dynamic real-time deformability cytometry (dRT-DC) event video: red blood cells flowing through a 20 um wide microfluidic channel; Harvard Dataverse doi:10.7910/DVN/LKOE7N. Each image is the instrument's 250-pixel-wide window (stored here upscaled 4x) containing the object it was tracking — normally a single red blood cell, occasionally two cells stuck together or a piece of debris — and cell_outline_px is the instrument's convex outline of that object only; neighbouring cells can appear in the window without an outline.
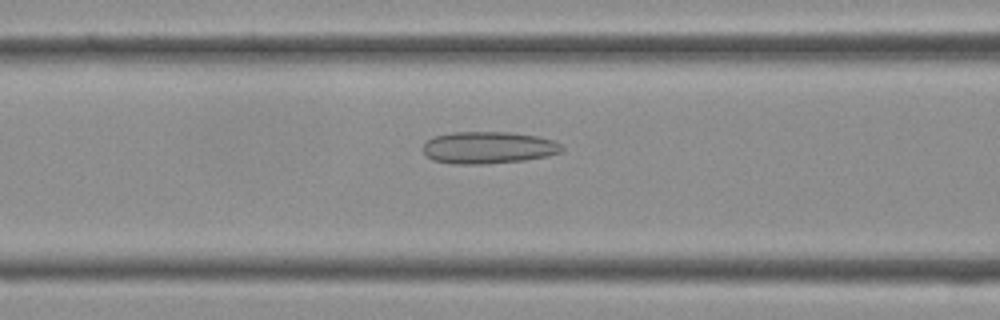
{"species": "Egyptian fruit bat (a non-hibernating species)", "species_latin": "Rousettus aegyptiacus", "temperature_condition": "cold", "stored_images_in_passage": 31, "camera_frame_rate_fps": 3000, "um_per_image_px": 0.085, "frame": {"image": 1, "passage_image": 7, "time_ms": 2.0, "image_size_px": [1000, 320], "cell_outline_px": [[564, 148], [560, 152], [548, 156], [524, 160], [484, 164], [452, 164], [432, 160], [424, 152], [424, 144], [432, 136], [452, 132], [512, 132], [536, 136], [552, 140], [560, 144]], "centroid_in_image_um": [41.49, 12.54], "position_along_channel_um": 125.1, "area_um2": 25.95}}
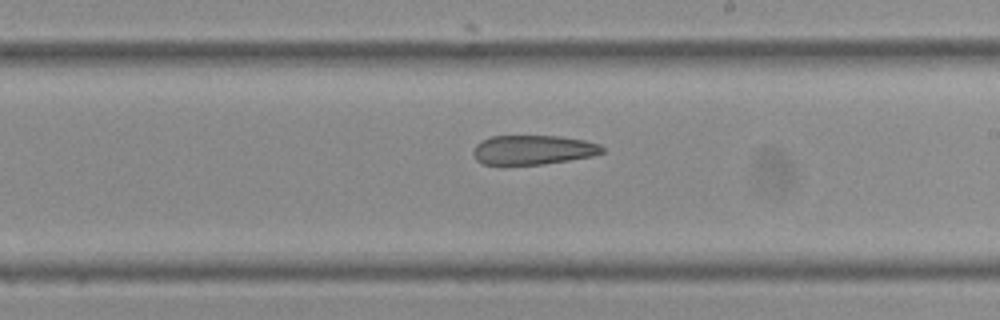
{"frame": {"image": 2, "passage_image": 14, "time_ms": 4.333, "image_size_px": [1000, 320], "cell_outline_px": [[604, 152], [592, 156], [568, 160], [540, 164], [484, 164], [476, 160], [472, 152], [476, 144], [480, 140], [492, 136], [560, 136], [584, 140], [600, 144], [604, 148]], "centroid_in_image_um": [45.3, 12.72], "position_along_channel_um": 243.7, "area_um2": 22.02}}
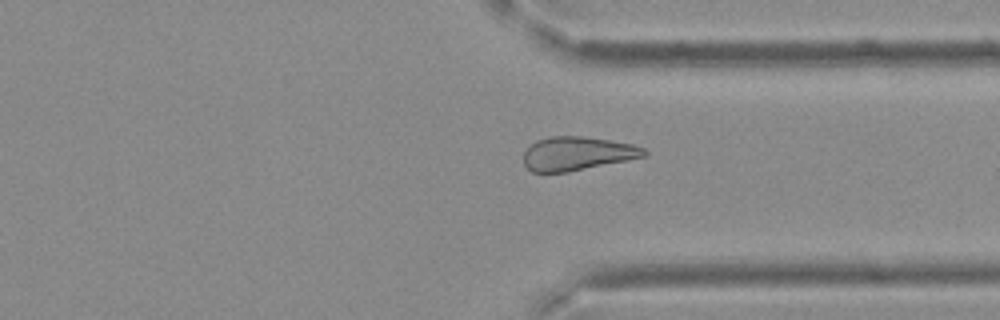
{"frame": {"image": 3, "passage_image": 21, "time_ms": 6.667, "image_size_px": [1000, 320], "cell_outline_px": [[648, 156], [568, 172], [532, 172], [524, 164], [524, 152], [536, 140], [548, 136], [584, 136], [632, 144], [644, 148], [648, 152]], "centroid_in_image_um": [49.08, 13.05], "position_along_channel_um": 362.3, "area_um2": 23.7}}